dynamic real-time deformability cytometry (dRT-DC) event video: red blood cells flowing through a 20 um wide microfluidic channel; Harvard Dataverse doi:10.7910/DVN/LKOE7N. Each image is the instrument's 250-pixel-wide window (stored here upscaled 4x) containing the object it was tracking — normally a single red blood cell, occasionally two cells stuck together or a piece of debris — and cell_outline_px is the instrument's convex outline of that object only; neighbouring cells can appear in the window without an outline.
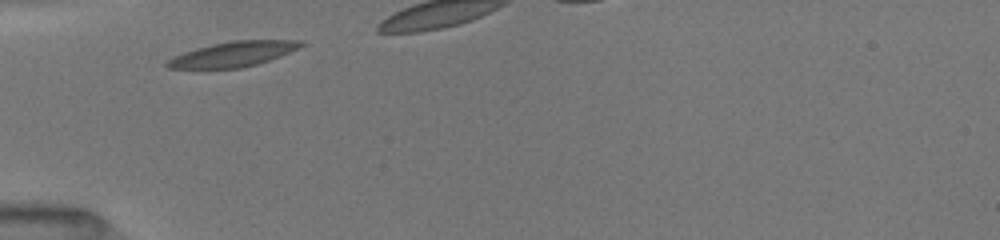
{"species": "common noctule bat (a hibernating species)", "species_latin": "Nyctalus noctula", "temperature_condition": "room temperature", "stored_images_in_passage": 4, "camera_frame_rate_fps": 3000, "um_per_image_px": 0.085, "animal": {"sex": "female", "body_mass_g": 19.5, "forearm_length_mm": 54.1}, "frame": {"image": 1, "passage_image": 1, "time_ms": 0.0, "image_size_px": [1000, 240], "cell_outline_px": [[304, 44], [280, 56], [256, 64], [240, 68], [168, 68], [164, 64], [168, 60], [184, 52], [196, 48], [212, 44], [232, 40], [300, 40]], "centroid_in_image_um": [19.79, 4.59], "position_along_channel_um": 65.2, "area_um2": 19.13}}
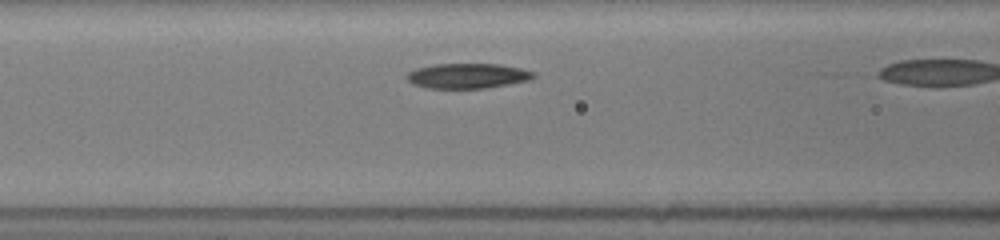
{"frame": {"image": 2, "passage_image": 3, "time_ms": 1.667, "image_size_px": [1000, 240], "cell_outline_px": [[536, 76], [528, 80], [508, 84], [484, 88], [424, 88], [412, 84], [408, 80], [408, 72], [416, 68], [436, 64], [500, 64], [520, 68], [536, 72]], "centroid_in_image_um": [39.75, 6.44], "position_along_channel_um": 126.9, "area_um2": 18.44}}